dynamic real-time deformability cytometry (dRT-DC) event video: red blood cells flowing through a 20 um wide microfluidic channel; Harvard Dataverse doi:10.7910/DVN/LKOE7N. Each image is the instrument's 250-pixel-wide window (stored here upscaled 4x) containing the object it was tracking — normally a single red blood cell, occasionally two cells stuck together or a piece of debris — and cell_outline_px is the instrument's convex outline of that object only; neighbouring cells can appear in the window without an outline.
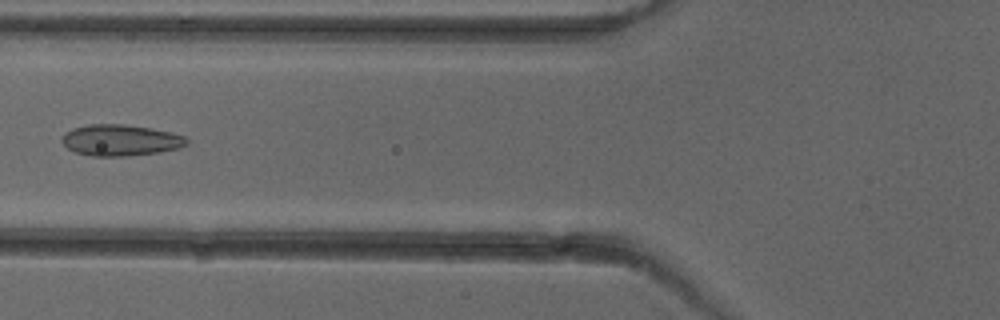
{"species": "common noctule bat (a hibernating species)", "species_latin": "Nyctalus noctula", "temperature_condition": "cold", "stored_images_in_passage": 6, "camera_frame_rate_fps": 3000, "um_per_image_px": 0.085, "animal": {"sex": "female"}, "frame": {"image": 1, "passage_image": 6, "time_ms": 6.0, "image_size_px": [1000, 320], "cell_outline_px": [[188, 144], [180, 148], [160, 152], [128, 156], [92, 156], [76, 152], [68, 148], [60, 140], [64, 132], [72, 128], [88, 124], [124, 124], [152, 128], [172, 132], [184, 136], [188, 140]], "centroid_in_image_um": [10.25, 11.91], "position_along_channel_um": 115.6, "area_um2": 22.95}}